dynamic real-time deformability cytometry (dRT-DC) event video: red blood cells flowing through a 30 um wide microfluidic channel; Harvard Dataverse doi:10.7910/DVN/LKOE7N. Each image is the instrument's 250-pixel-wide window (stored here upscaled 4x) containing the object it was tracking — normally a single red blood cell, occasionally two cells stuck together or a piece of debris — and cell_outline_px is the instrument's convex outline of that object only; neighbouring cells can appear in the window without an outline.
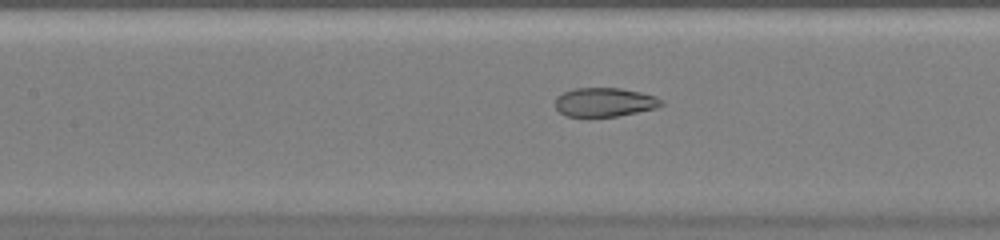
{"species": "common noctule bat (a hibernating species)", "species_latin": "Nyctalus noctula", "temperature_condition": "warm", "stored_images_in_passage": 47, "camera_frame_rate_fps": 3000, "um_per_image_px": 0.085, "animal": {"sex": "female", "body_mass_g": 20.0, "forearm_length_mm": 54.0}, "frame": {"image": 1, "passage_image": 22, "time_ms": 7.0, "image_size_px": [1000, 240], "cell_outline_px": [[664, 104], [656, 108], [616, 116], [564, 116], [556, 108], [556, 96], [564, 92], [576, 88], [620, 88], [640, 92], [656, 96], [664, 100]], "centroid_in_image_um": [51.41, 8.68], "position_along_channel_um": 156.0, "area_um2": 17.8}}
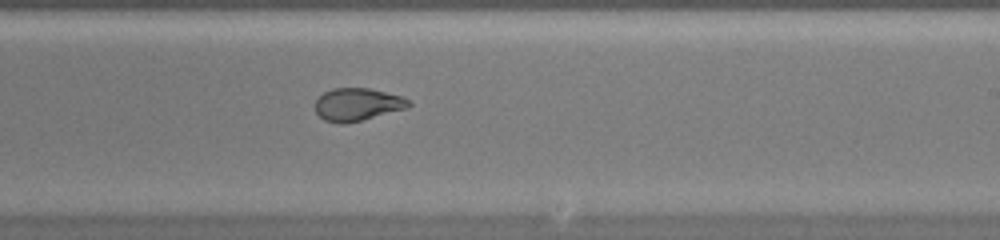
{"frame": {"image": 2, "passage_image": 29, "time_ms": 9.333, "image_size_px": [1000, 240], "cell_outline_px": [[412, 104], [408, 108], [344, 124], [340, 124], [324, 120], [316, 112], [316, 100], [324, 92], [332, 88], [368, 88], [400, 96], [408, 100]], "centroid_in_image_um": [30.36, 8.88], "position_along_channel_um": 258.6, "area_um2": 17.57}}
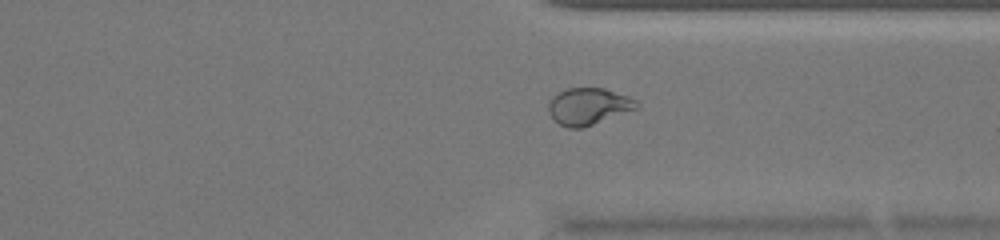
{"frame": {"image": 3, "passage_image": 36, "time_ms": 11.667, "image_size_px": [1000, 240], "cell_outline_px": [[640, 104], [636, 108], [584, 128], [568, 128], [560, 124], [548, 112], [548, 104], [552, 96], [568, 88], [604, 88], [628, 96], [636, 100]], "centroid_in_image_um": [50.0, 9.04], "position_along_channel_um": 361.4, "area_um2": 18.73}}